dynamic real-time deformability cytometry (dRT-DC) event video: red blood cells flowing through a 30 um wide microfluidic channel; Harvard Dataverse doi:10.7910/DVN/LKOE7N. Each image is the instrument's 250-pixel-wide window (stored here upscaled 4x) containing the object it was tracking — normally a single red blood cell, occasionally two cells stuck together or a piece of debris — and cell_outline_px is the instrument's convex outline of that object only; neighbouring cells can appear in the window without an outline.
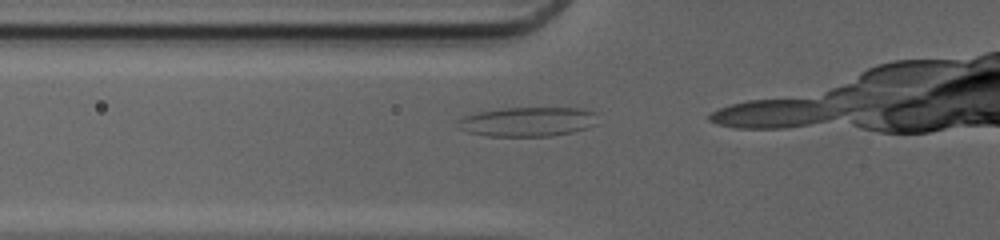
{"species": "common noctule bat (a hibernating species)", "species_latin": "Nyctalus noctula", "temperature_condition": "cold", "stored_images_in_passage": 9, "camera_frame_rate_fps": 3000, "um_per_image_px": 0.085, "animal": {"sex": "female", "body_mass_g": 20.0, "forearm_length_mm": 54.0}, "frame": {"image": 1, "passage_image": 7, "time_ms": 2.0, "image_size_px": [1000, 240], "cell_outline_px": [[596, 124], [588, 128], [572, 132], [552, 136], [488, 136], [468, 132], [460, 128], [456, 120], [464, 116], [480, 112], [508, 108], [584, 108], [596, 112]], "centroid_in_image_um": [44.9, 10.35], "position_along_channel_um": 80.9, "area_um2": 23.93}}